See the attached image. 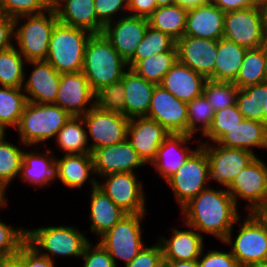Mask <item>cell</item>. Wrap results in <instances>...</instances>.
<instances>
[{"mask_svg":"<svg viewBox=\"0 0 267 267\" xmlns=\"http://www.w3.org/2000/svg\"><path fill=\"white\" fill-rule=\"evenodd\" d=\"M238 206L226 188L209 186L180 211L183 224L196 229L203 237H216L223 242L241 217Z\"/></svg>","mask_w":267,"mask_h":267,"instance_id":"obj_1","label":"cell"},{"mask_svg":"<svg viewBox=\"0 0 267 267\" xmlns=\"http://www.w3.org/2000/svg\"><path fill=\"white\" fill-rule=\"evenodd\" d=\"M127 69V61L103 33L91 35L85 49L82 72L94 93L104 86L122 80Z\"/></svg>","mask_w":267,"mask_h":267,"instance_id":"obj_2","label":"cell"},{"mask_svg":"<svg viewBox=\"0 0 267 267\" xmlns=\"http://www.w3.org/2000/svg\"><path fill=\"white\" fill-rule=\"evenodd\" d=\"M72 116L54 103L27 101L17 127L19 140L27 147L46 144Z\"/></svg>","mask_w":267,"mask_h":267,"instance_id":"obj_3","label":"cell"},{"mask_svg":"<svg viewBox=\"0 0 267 267\" xmlns=\"http://www.w3.org/2000/svg\"><path fill=\"white\" fill-rule=\"evenodd\" d=\"M26 241L40 254L56 261V257L81 258L85 246L91 241L77 226L49 225L27 228ZM81 231V232H80Z\"/></svg>","mask_w":267,"mask_h":267,"instance_id":"obj_4","label":"cell"},{"mask_svg":"<svg viewBox=\"0 0 267 267\" xmlns=\"http://www.w3.org/2000/svg\"><path fill=\"white\" fill-rule=\"evenodd\" d=\"M57 22L53 7L44 13L14 19V46L27 62L46 60L50 36Z\"/></svg>","mask_w":267,"mask_h":267,"instance_id":"obj_5","label":"cell"},{"mask_svg":"<svg viewBox=\"0 0 267 267\" xmlns=\"http://www.w3.org/2000/svg\"><path fill=\"white\" fill-rule=\"evenodd\" d=\"M92 33L57 22L52 30L46 62L59 73L80 72Z\"/></svg>","mask_w":267,"mask_h":267,"instance_id":"obj_6","label":"cell"},{"mask_svg":"<svg viewBox=\"0 0 267 267\" xmlns=\"http://www.w3.org/2000/svg\"><path fill=\"white\" fill-rule=\"evenodd\" d=\"M147 213L127 214L116 223L98 242L113 258L118 267L119 260L124 266L130 263L146 245L142 238V222Z\"/></svg>","mask_w":267,"mask_h":267,"instance_id":"obj_7","label":"cell"},{"mask_svg":"<svg viewBox=\"0 0 267 267\" xmlns=\"http://www.w3.org/2000/svg\"><path fill=\"white\" fill-rule=\"evenodd\" d=\"M241 218L236 221L239 225L237 234H233V226L222 244L231 247L229 250L239 267L267 261V230L252 213H247L243 221Z\"/></svg>","mask_w":267,"mask_h":267,"instance_id":"obj_8","label":"cell"},{"mask_svg":"<svg viewBox=\"0 0 267 267\" xmlns=\"http://www.w3.org/2000/svg\"><path fill=\"white\" fill-rule=\"evenodd\" d=\"M165 183L174 193V199L181 210L202 190L210 186L206 151L199 146Z\"/></svg>","mask_w":267,"mask_h":267,"instance_id":"obj_9","label":"cell"},{"mask_svg":"<svg viewBox=\"0 0 267 267\" xmlns=\"http://www.w3.org/2000/svg\"><path fill=\"white\" fill-rule=\"evenodd\" d=\"M137 173L119 172L100 177L97 186L127 214L148 213L144 185Z\"/></svg>","mask_w":267,"mask_h":267,"instance_id":"obj_10","label":"cell"},{"mask_svg":"<svg viewBox=\"0 0 267 267\" xmlns=\"http://www.w3.org/2000/svg\"><path fill=\"white\" fill-rule=\"evenodd\" d=\"M81 117L86 126L91 153L95 149L123 142L127 138L129 118L123 114L94 106Z\"/></svg>","mask_w":267,"mask_h":267,"instance_id":"obj_11","label":"cell"},{"mask_svg":"<svg viewBox=\"0 0 267 267\" xmlns=\"http://www.w3.org/2000/svg\"><path fill=\"white\" fill-rule=\"evenodd\" d=\"M227 192L239 207V198L245 200L246 213H252L259 205L267 201V164L258 156L241 170ZM239 203V204H238Z\"/></svg>","mask_w":267,"mask_h":267,"instance_id":"obj_12","label":"cell"},{"mask_svg":"<svg viewBox=\"0 0 267 267\" xmlns=\"http://www.w3.org/2000/svg\"><path fill=\"white\" fill-rule=\"evenodd\" d=\"M200 146L207 153L209 182L215 181L226 189L237 174L257 157L248 150L227 148L217 143H200Z\"/></svg>","mask_w":267,"mask_h":267,"instance_id":"obj_13","label":"cell"},{"mask_svg":"<svg viewBox=\"0 0 267 267\" xmlns=\"http://www.w3.org/2000/svg\"><path fill=\"white\" fill-rule=\"evenodd\" d=\"M223 37L246 49L261 47L267 40L259 7L225 13Z\"/></svg>","mask_w":267,"mask_h":267,"instance_id":"obj_14","label":"cell"},{"mask_svg":"<svg viewBox=\"0 0 267 267\" xmlns=\"http://www.w3.org/2000/svg\"><path fill=\"white\" fill-rule=\"evenodd\" d=\"M54 104L75 117L85 115L95 106V93L82 71L61 73Z\"/></svg>","mask_w":267,"mask_h":267,"instance_id":"obj_15","label":"cell"},{"mask_svg":"<svg viewBox=\"0 0 267 267\" xmlns=\"http://www.w3.org/2000/svg\"><path fill=\"white\" fill-rule=\"evenodd\" d=\"M91 155L97 180L99 177L111 173H138L135 170L146 165L127 139L117 144L95 149Z\"/></svg>","mask_w":267,"mask_h":267,"instance_id":"obj_16","label":"cell"},{"mask_svg":"<svg viewBox=\"0 0 267 267\" xmlns=\"http://www.w3.org/2000/svg\"><path fill=\"white\" fill-rule=\"evenodd\" d=\"M148 26V18L126 15L106 24L102 33L120 56L128 61L135 54Z\"/></svg>","mask_w":267,"mask_h":267,"instance_id":"obj_17","label":"cell"},{"mask_svg":"<svg viewBox=\"0 0 267 267\" xmlns=\"http://www.w3.org/2000/svg\"><path fill=\"white\" fill-rule=\"evenodd\" d=\"M171 133L156 120L146 116L129 119L127 140L136 150L146 165H150L156 157L163 141Z\"/></svg>","mask_w":267,"mask_h":267,"instance_id":"obj_18","label":"cell"},{"mask_svg":"<svg viewBox=\"0 0 267 267\" xmlns=\"http://www.w3.org/2000/svg\"><path fill=\"white\" fill-rule=\"evenodd\" d=\"M218 40L183 36L176 41L178 61L214 81Z\"/></svg>","mask_w":267,"mask_h":267,"instance_id":"obj_19","label":"cell"},{"mask_svg":"<svg viewBox=\"0 0 267 267\" xmlns=\"http://www.w3.org/2000/svg\"><path fill=\"white\" fill-rule=\"evenodd\" d=\"M30 65L33 68L28 76L27 68L29 71ZM60 75L61 73L46 61L27 62L22 87L27 101L39 104L55 103L60 84Z\"/></svg>","mask_w":267,"mask_h":267,"instance_id":"obj_20","label":"cell"},{"mask_svg":"<svg viewBox=\"0 0 267 267\" xmlns=\"http://www.w3.org/2000/svg\"><path fill=\"white\" fill-rule=\"evenodd\" d=\"M146 117L156 120L170 133L187 134V103L178 100L159 84L153 91Z\"/></svg>","mask_w":267,"mask_h":267,"instance_id":"obj_21","label":"cell"},{"mask_svg":"<svg viewBox=\"0 0 267 267\" xmlns=\"http://www.w3.org/2000/svg\"><path fill=\"white\" fill-rule=\"evenodd\" d=\"M194 139V140H193ZM198 140L197 147L190 148V143ZM200 139L185 133H171L159 147L156 157L150 164L154 172L166 181L187 160V158L200 146Z\"/></svg>","mask_w":267,"mask_h":267,"instance_id":"obj_22","label":"cell"},{"mask_svg":"<svg viewBox=\"0 0 267 267\" xmlns=\"http://www.w3.org/2000/svg\"><path fill=\"white\" fill-rule=\"evenodd\" d=\"M23 162L19 174V179L26 185H32V187L38 189L51 186L56 182V156L54 149L47 148L43 151L41 146L28 150L27 146H24ZM42 152H41V151ZM43 153V154H42ZM38 187V188H37Z\"/></svg>","mask_w":267,"mask_h":267,"instance_id":"obj_23","label":"cell"},{"mask_svg":"<svg viewBox=\"0 0 267 267\" xmlns=\"http://www.w3.org/2000/svg\"><path fill=\"white\" fill-rule=\"evenodd\" d=\"M186 229L171 227L170 238L161 235L157 237L163 254V261H194L198 260L205 247L204 237L187 224L182 225Z\"/></svg>","mask_w":267,"mask_h":267,"instance_id":"obj_24","label":"cell"},{"mask_svg":"<svg viewBox=\"0 0 267 267\" xmlns=\"http://www.w3.org/2000/svg\"><path fill=\"white\" fill-rule=\"evenodd\" d=\"M56 155V180L68 190L81 189L89 183L90 189L97 186L91 154H64L61 158Z\"/></svg>","mask_w":267,"mask_h":267,"instance_id":"obj_25","label":"cell"},{"mask_svg":"<svg viewBox=\"0 0 267 267\" xmlns=\"http://www.w3.org/2000/svg\"><path fill=\"white\" fill-rule=\"evenodd\" d=\"M225 13L209 2L189 8L184 36L219 40L224 34Z\"/></svg>","mask_w":267,"mask_h":267,"instance_id":"obj_26","label":"cell"},{"mask_svg":"<svg viewBox=\"0 0 267 267\" xmlns=\"http://www.w3.org/2000/svg\"><path fill=\"white\" fill-rule=\"evenodd\" d=\"M58 22L84 29L92 34L102 33L104 25L98 20L94 0H59L52 6Z\"/></svg>","mask_w":267,"mask_h":267,"instance_id":"obj_27","label":"cell"},{"mask_svg":"<svg viewBox=\"0 0 267 267\" xmlns=\"http://www.w3.org/2000/svg\"><path fill=\"white\" fill-rule=\"evenodd\" d=\"M206 78L177 61L159 84L178 100L189 103L203 93Z\"/></svg>","mask_w":267,"mask_h":267,"instance_id":"obj_28","label":"cell"},{"mask_svg":"<svg viewBox=\"0 0 267 267\" xmlns=\"http://www.w3.org/2000/svg\"><path fill=\"white\" fill-rule=\"evenodd\" d=\"M90 233L97 238L105 235L127 213L118 207L98 186L89 192Z\"/></svg>","mask_w":267,"mask_h":267,"instance_id":"obj_29","label":"cell"},{"mask_svg":"<svg viewBox=\"0 0 267 267\" xmlns=\"http://www.w3.org/2000/svg\"><path fill=\"white\" fill-rule=\"evenodd\" d=\"M122 81L125 94V116L129 119L147 116L157 84L147 81L130 68L124 72Z\"/></svg>","mask_w":267,"mask_h":267,"instance_id":"obj_30","label":"cell"},{"mask_svg":"<svg viewBox=\"0 0 267 267\" xmlns=\"http://www.w3.org/2000/svg\"><path fill=\"white\" fill-rule=\"evenodd\" d=\"M216 143L227 148L248 150L254 154V150L260 148L267 151V126L263 122L243 119Z\"/></svg>","mask_w":267,"mask_h":267,"instance_id":"obj_31","label":"cell"},{"mask_svg":"<svg viewBox=\"0 0 267 267\" xmlns=\"http://www.w3.org/2000/svg\"><path fill=\"white\" fill-rule=\"evenodd\" d=\"M247 49L224 37L218 40L214 81L234 83Z\"/></svg>","mask_w":267,"mask_h":267,"instance_id":"obj_32","label":"cell"},{"mask_svg":"<svg viewBox=\"0 0 267 267\" xmlns=\"http://www.w3.org/2000/svg\"><path fill=\"white\" fill-rule=\"evenodd\" d=\"M187 12L177 4L157 7L148 17L149 26L177 41L184 36Z\"/></svg>","mask_w":267,"mask_h":267,"instance_id":"obj_33","label":"cell"},{"mask_svg":"<svg viewBox=\"0 0 267 267\" xmlns=\"http://www.w3.org/2000/svg\"><path fill=\"white\" fill-rule=\"evenodd\" d=\"M55 143L63 154H91L82 117L72 116L56 134Z\"/></svg>","mask_w":267,"mask_h":267,"instance_id":"obj_34","label":"cell"},{"mask_svg":"<svg viewBox=\"0 0 267 267\" xmlns=\"http://www.w3.org/2000/svg\"><path fill=\"white\" fill-rule=\"evenodd\" d=\"M27 103L22 88L0 86V125L15 129Z\"/></svg>","mask_w":267,"mask_h":267,"instance_id":"obj_35","label":"cell"},{"mask_svg":"<svg viewBox=\"0 0 267 267\" xmlns=\"http://www.w3.org/2000/svg\"><path fill=\"white\" fill-rule=\"evenodd\" d=\"M177 61V51H166L137 61L130 69L147 81L158 85Z\"/></svg>","mask_w":267,"mask_h":267,"instance_id":"obj_36","label":"cell"},{"mask_svg":"<svg viewBox=\"0 0 267 267\" xmlns=\"http://www.w3.org/2000/svg\"><path fill=\"white\" fill-rule=\"evenodd\" d=\"M27 61L18 49L11 48L0 52V86L22 88Z\"/></svg>","mask_w":267,"mask_h":267,"instance_id":"obj_37","label":"cell"},{"mask_svg":"<svg viewBox=\"0 0 267 267\" xmlns=\"http://www.w3.org/2000/svg\"><path fill=\"white\" fill-rule=\"evenodd\" d=\"M265 79L266 69L262 46L247 49L234 84L243 89L250 85L263 83Z\"/></svg>","mask_w":267,"mask_h":267,"instance_id":"obj_38","label":"cell"},{"mask_svg":"<svg viewBox=\"0 0 267 267\" xmlns=\"http://www.w3.org/2000/svg\"><path fill=\"white\" fill-rule=\"evenodd\" d=\"M166 51H177L176 41L169 35L148 26L135 54L127 61V66L131 68L137 61Z\"/></svg>","mask_w":267,"mask_h":267,"instance_id":"obj_39","label":"cell"},{"mask_svg":"<svg viewBox=\"0 0 267 267\" xmlns=\"http://www.w3.org/2000/svg\"><path fill=\"white\" fill-rule=\"evenodd\" d=\"M21 146L25 145L20 140L19 146L15 142L12 144L6 136L0 140V180L8 187L20 174L24 151Z\"/></svg>","mask_w":267,"mask_h":267,"instance_id":"obj_40","label":"cell"},{"mask_svg":"<svg viewBox=\"0 0 267 267\" xmlns=\"http://www.w3.org/2000/svg\"><path fill=\"white\" fill-rule=\"evenodd\" d=\"M214 113L212 105L203 94L187 103V135L202 137L211 126Z\"/></svg>","mask_w":267,"mask_h":267,"instance_id":"obj_41","label":"cell"},{"mask_svg":"<svg viewBox=\"0 0 267 267\" xmlns=\"http://www.w3.org/2000/svg\"><path fill=\"white\" fill-rule=\"evenodd\" d=\"M244 119L237 105L229 106L214 113L211 126L201 137L200 143H216L226 132L233 129ZM204 138V139H203Z\"/></svg>","mask_w":267,"mask_h":267,"instance_id":"obj_42","label":"cell"},{"mask_svg":"<svg viewBox=\"0 0 267 267\" xmlns=\"http://www.w3.org/2000/svg\"><path fill=\"white\" fill-rule=\"evenodd\" d=\"M238 89L234 83L207 79L202 94L216 112L236 104Z\"/></svg>","mask_w":267,"mask_h":267,"instance_id":"obj_43","label":"cell"},{"mask_svg":"<svg viewBox=\"0 0 267 267\" xmlns=\"http://www.w3.org/2000/svg\"><path fill=\"white\" fill-rule=\"evenodd\" d=\"M95 106L98 108L125 115V94L123 81L109 84L95 93Z\"/></svg>","mask_w":267,"mask_h":267,"instance_id":"obj_44","label":"cell"},{"mask_svg":"<svg viewBox=\"0 0 267 267\" xmlns=\"http://www.w3.org/2000/svg\"><path fill=\"white\" fill-rule=\"evenodd\" d=\"M236 105L244 119L264 123V109L258 100V84L238 89Z\"/></svg>","mask_w":267,"mask_h":267,"instance_id":"obj_45","label":"cell"},{"mask_svg":"<svg viewBox=\"0 0 267 267\" xmlns=\"http://www.w3.org/2000/svg\"><path fill=\"white\" fill-rule=\"evenodd\" d=\"M27 229L22 226L12 227L0 219V257L15 255L26 242Z\"/></svg>","mask_w":267,"mask_h":267,"instance_id":"obj_46","label":"cell"},{"mask_svg":"<svg viewBox=\"0 0 267 267\" xmlns=\"http://www.w3.org/2000/svg\"><path fill=\"white\" fill-rule=\"evenodd\" d=\"M51 7L46 0H0V12L14 19L44 13Z\"/></svg>","mask_w":267,"mask_h":267,"instance_id":"obj_47","label":"cell"},{"mask_svg":"<svg viewBox=\"0 0 267 267\" xmlns=\"http://www.w3.org/2000/svg\"><path fill=\"white\" fill-rule=\"evenodd\" d=\"M94 8L98 20L104 26L119 17L129 15L128 0H94Z\"/></svg>","mask_w":267,"mask_h":267,"instance_id":"obj_48","label":"cell"},{"mask_svg":"<svg viewBox=\"0 0 267 267\" xmlns=\"http://www.w3.org/2000/svg\"><path fill=\"white\" fill-rule=\"evenodd\" d=\"M80 259H83V267H117L113 258L99 242L93 244L90 241Z\"/></svg>","mask_w":267,"mask_h":267,"instance_id":"obj_49","label":"cell"},{"mask_svg":"<svg viewBox=\"0 0 267 267\" xmlns=\"http://www.w3.org/2000/svg\"><path fill=\"white\" fill-rule=\"evenodd\" d=\"M205 252V253H204ZM198 267H239L231 251L203 248L197 260Z\"/></svg>","mask_w":267,"mask_h":267,"instance_id":"obj_50","label":"cell"},{"mask_svg":"<svg viewBox=\"0 0 267 267\" xmlns=\"http://www.w3.org/2000/svg\"><path fill=\"white\" fill-rule=\"evenodd\" d=\"M163 263L162 248L158 241L145 245L138 255L124 267H159Z\"/></svg>","mask_w":267,"mask_h":267,"instance_id":"obj_51","label":"cell"},{"mask_svg":"<svg viewBox=\"0 0 267 267\" xmlns=\"http://www.w3.org/2000/svg\"><path fill=\"white\" fill-rule=\"evenodd\" d=\"M24 267H57L56 262L40 254L27 241L24 243Z\"/></svg>","mask_w":267,"mask_h":267,"instance_id":"obj_52","label":"cell"},{"mask_svg":"<svg viewBox=\"0 0 267 267\" xmlns=\"http://www.w3.org/2000/svg\"><path fill=\"white\" fill-rule=\"evenodd\" d=\"M14 18L0 12V52L14 45Z\"/></svg>","mask_w":267,"mask_h":267,"instance_id":"obj_53","label":"cell"},{"mask_svg":"<svg viewBox=\"0 0 267 267\" xmlns=\"http://www.w3.org/2000/svg\"><path fill=\"white\" fill-rule=\"evenodd\" d=\"M157 8L156 0H128V14L148 18Z\"/></svg>","mask_w":267,"mask_h":267,"instance_id":"obj_54","label":"cell"},{"mask_svg":"<svg viewBox=\"0 0 267 267\" xmlns=\"http://www.w3.org/2000/svg\"><path fill=\"white\" fill-rule=\"evenodd\" d=\"M210 2L224 13L256 7L252 0H210Z\"/></svg>","mask_w":267,"mask_h":267,"instance_id":"obj_55","label":"cell"},{"mask_svg":"<svg viewBox=\"0 0 267 267\" xmlns=\"http://www.w3.org/2000/svg\"><path fill=\"white\" fill-rule=\"evenodd\" d=\"M0 267H24V244L20 247L17 254L2 257Z\"/></svg>","mask_w":267,"mask_h":267,"instance_id":"obj_56","label":"cell"},{"mask_svg":"<svg viewBox=\"0 0 267 267\" xmlns=\"http://www.w3.org/2000/svg\"><path fill=\"white\" fill-rule=\"evenodd\" d=\"M252 214L267 230V201L259 205Z\"/></svg>","mask_w":267,"mask_h":267,"instance_id":"obj_57","label":"cell"},{"mask_svg":"<svg viewBox=\"0 0 267 267\" xmlns=\"http://www.w3.org/2000/svg\"><path fill=\"white\" fill-rule=\"evenodd\" d=\"M210 0H176L175 4L185 7L187 9L197 7L199 5L207 4Z\"/></svg>","mask_w":267,"mask_h":267,"instance_id":"obj_58","label":"cell"},{"mask_svg":"<svg viewBox=\"0 0 267 267\" xmlns=\"http://www.w3.org/2000/svg\"><path fill=\"white\" fill-rule=\"evenodd\" d=\"M166 267H198L197 260L194 261H163Z\"/></svg>","mask_w":267,"mask_h":267,"instance_id":"obj_59","label":"cell"},{"mask_svg":"<svg viewBox=\"0 0 267 267\" xmlns=\"http://www.w3.org/2000/svg\"><path fill=\"white\" fill-rule=\"evenodd\" d=\"M7 189H9L8 186H6L1 180H0V209H4L8 206V199H7Z\"/></svg>","mask_w":267,"mask_h":267,"instance_id":"obj_60","label":"cell"},{"mask_svg":"<svg viewBox=\"0 0 267 267\" xmlns=\"http://www.w3.org/2000/svg\"><path fill=\"white\" fill-rule=\"evenodd\" d=\"M258 100L260 105H264L267 100V83L258 84Z\"/></svg>","mask_w":267,"mask_h":267,"instance_id":"obj_61","label":"cell"},{"mask_svg":"<svg viewBox=\"0 0 267 267\" xmlns=\"http://www.w3.org/2000/svg\"><path fill=\"white\" fill-rule=\"evenodd\" d=\"M259 8L261 11L263 25H264L265 31L267 33V2L262 4Z\"/></svg>","mask_w":267,"mask_h":267,"instance_id":"obj_62","label":"cell"},{"mask_svg":"<svg viewBox=\"0 0 267 267\" xmlns=\"http://www.w3.org/2000/svg\"><path fill=\"white\" fill-rule=\"evenodd\" d=\"M176 0H156L157 7L174 5Z\"/></svg>","mask_w":267,"mask_h":267,"instance_id":"obj_63","label":"cell"},{"mask_svg":"<svg viewBox=\"0 0 267 267\" xmlns=\"http://www.w3.org/2000/svg\"><path fill=\"white\" fill-rule=\"evenodd\" d=\"M262 50H263L264 58H265V69H266V79H265V82L267 83V40L262 45Z\"/></svg>","mask_w":267,"mask_h":267,"instance_id":"obj_64","label":"cell"},{"mask_svg":"<svg viewBox=\"0 0 267 267\" xmlns=\"http://www.w3.org/2000/svg\"><path fill=\"white\" fill-rule=\"evenodd\" d=\"M244 267H267V261H260V262H255L248 264Z\"/></svg>","mask_w":267,"mask_h":267,"instance_id":"obj_65","label":"cell"},{"mask_svg":"<svg viewBox=\"0 0 267 267\" xmlns=\"http://www.w3.org/2000/svg\"><path fill=\"white\" fill-rule=\"evenodd\" d=\"M6 132L7 130L2 125H0V140H2L5 136L8 137V135H6Z\"/></svg>","mask_w":267,"mask_h":267,"instance_id":"obj_66","label":"cell"},{"mask_svg":"<svg viewBox=\"0 0 267 267\" xmlns=\"http://www.w3.org/2000/svg\"><path fill=\"white\" fill-rule=\"evenodd\" d=\"M262 107L264 109V124L267 126V100H266V103Z\"/></svg>","mask_w":267,"mask_h":267,"instance_id":"obj_67","label":"cell"},{"mask_svg":"<svg viewBox=\"0 0 267 267\" xmlns=\"http://www.w3.org/2000/svg\"><path fill=\"white\" fill-rule=\"evenodd\" d=\"M252 1L257 7H260L262 4L267 2V0H252Z\"/></svg>","mask_w":267,"mask_h":267,"instance_id":"obj_68","label":"cell"},{"mask_svg":"<svg viewBox=\"0 0 267 267\" xmlns=\"http://www.w3.org/2000/svg\"><path fill=\"white\" fill-rule=\"evenodd\" d=\"M51 6H53L59 0H46Z\"/></svg>","mask_w":267,"mask_h":267,"instance_id":"obj_69","label":"cell"},{"mask_svg":"<svg viewBox=\"0 0 267 267\" xmlns=\"http://www.w3.org/2000/svg\"><path fill=\"white\" fill-rule=\"evenodd\" d=\"M159 267H166L165 263L163 262Z\"/></svg>","mask_w":267,"mask_h":267,"instance_id":"obj_70","label":"cell"}]
</instances>
